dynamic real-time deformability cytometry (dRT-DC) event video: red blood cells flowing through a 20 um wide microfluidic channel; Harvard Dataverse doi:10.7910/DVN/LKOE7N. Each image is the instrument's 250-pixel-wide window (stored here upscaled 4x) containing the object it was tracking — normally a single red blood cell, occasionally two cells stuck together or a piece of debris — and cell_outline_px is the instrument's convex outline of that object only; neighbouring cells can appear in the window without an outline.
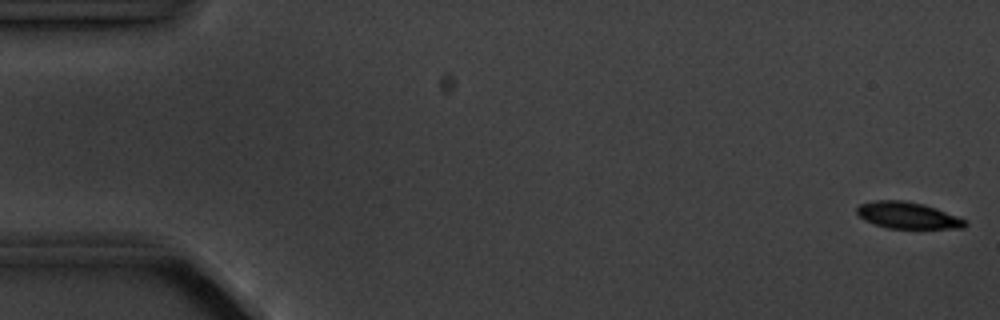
{"species": "common noctule bat (a hibernating species)", "species_latin": "Nyctalus noctula", "temperature_condition": "cold", "stored_images_in_passage": 6, "camera_frame_rate_fps": 3000, "um_per_image_px": 0.085, "animal": {"sex": "male", "body_mass_g": 20.1, "forearm_length_mm": 53.5}, "frame": {"image": 1, "passage_image": 1, "time_ms": 0.0, "image_size_px": [1000, 320], "cell_outline_px": [[968, 224], [964, 228], [888, 228], [864, 220], [856, 212], [856, 208], [860, 204], [876, 200], [900, 200], [924, 204], [936, 208], [968, 220]], "centroid_in_image_um": [77.18, 18.3], "position_along_channel_um": 7.8, "area_um2": 16.7}}
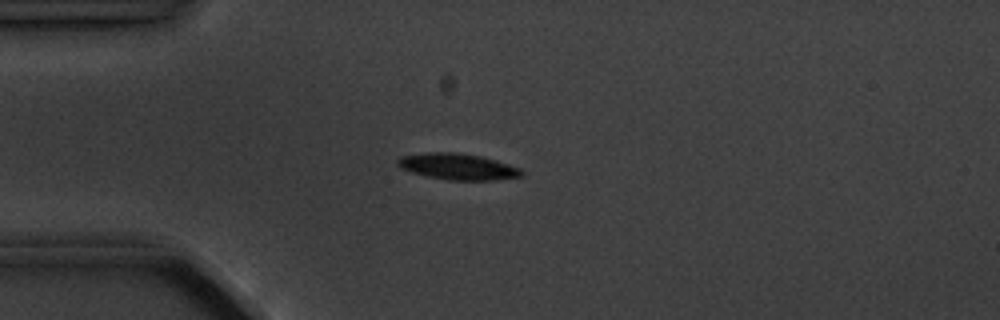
{"frame": {"image": 2, "passage_image": 4, "time_ms": 4.333, "image_size_px": [1000, 320], "cell_outline_px": [[524, 176], [492, 180], [448, 180], [428, 176], [412, 172], [400, 168], [396, 164], [396, 160], [400, 156], [428, 152], [452, 152], [480, 156], [496, 160], [520, 168], [524, 172]], "centroid_in_image_um": [38.9, 14.16], "position_along_channel_um": 46.1, "area_um2": 18.9}}
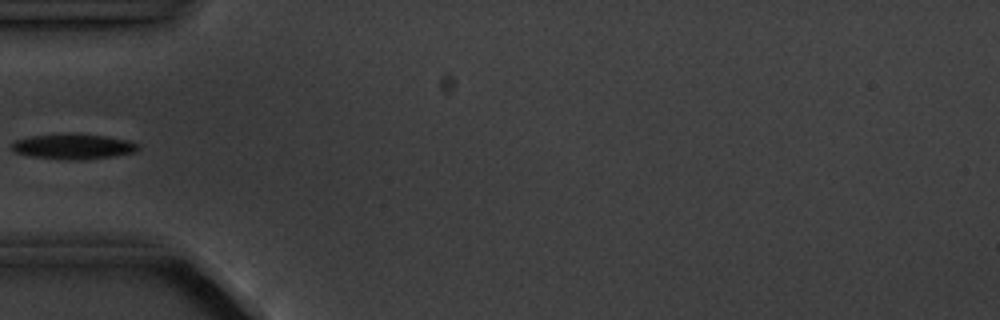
{"frame": {"image": 3, "passage_image": 5, "time_ms": 5.667, "image_size_px": [1000, 320], "cell_outline_px": [[140, 148], [136, 152], [112, 156], [80, 160], [68, 160], [28, 156], [16, 152], [12, 148], [12, 144], [16, 140], [32, 136], [68, 132], [72, 132], [104, 136], [128, 140], [140, 144]], "centroid_in_image_um": [6.26, 12.44], "position_along_channel_um": 78.7, "area_um2": 18.84}}